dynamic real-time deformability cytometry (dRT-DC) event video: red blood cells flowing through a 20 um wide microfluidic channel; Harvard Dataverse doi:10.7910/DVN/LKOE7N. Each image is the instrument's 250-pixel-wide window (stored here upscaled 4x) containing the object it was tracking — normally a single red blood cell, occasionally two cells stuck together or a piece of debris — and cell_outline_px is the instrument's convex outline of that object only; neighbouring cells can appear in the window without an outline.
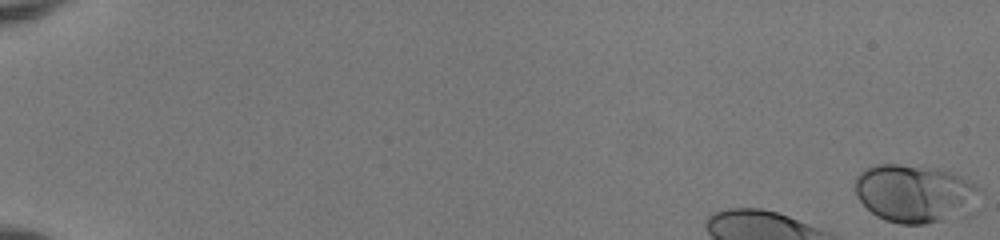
{"species": "human", "species_latin": "Homo sapiens", "temperature_condition": "room temperature", "stored_images_in_passage": 14, "camera_frame_rate_fps": 3000, "um_per_image_px": 0.085, "donor": {"sex": "female"}, "frame": {"image": 1, "passage_image": 1, "time_ms": 0.0, "image_size_px": [1000, 240], "cell_outline_px": [[976, 188], [972, 216], [960, 220], [924, 224], [900, 224], [884, 220], [876, 216], [856, 196], [856, 176], [864, 168], [876, 164], [900, 164], [940, 168], [952, 172], [976, 184]], "centroid_in_image_um": [77.79, 16.48], "position_along_channel_um": 7.2, "area_um2": 43.0}}